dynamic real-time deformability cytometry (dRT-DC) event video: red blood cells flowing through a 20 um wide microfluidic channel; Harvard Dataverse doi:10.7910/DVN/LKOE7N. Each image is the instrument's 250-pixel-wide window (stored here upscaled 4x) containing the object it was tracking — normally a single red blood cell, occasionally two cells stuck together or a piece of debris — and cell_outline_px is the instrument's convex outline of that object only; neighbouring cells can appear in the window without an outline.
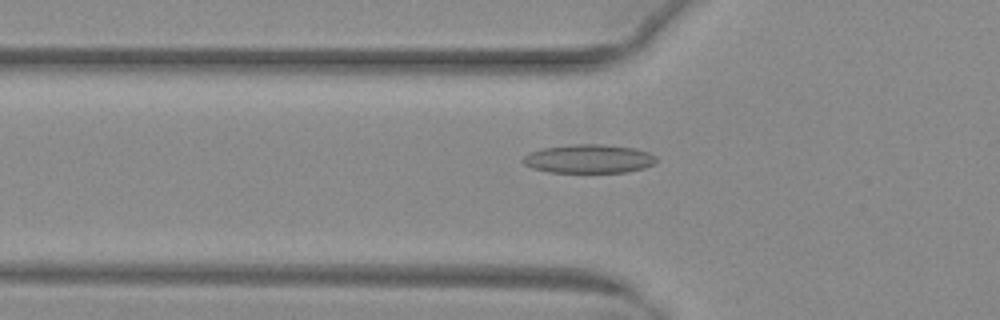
{"species": "common noctule bat (a hibernating species)", "species_latin": "Nyctalus noctula", "temperature_condition": "warm", "stored_images_in_passage": 34, "camera_frame_rate_fps": 3000, "um_per_image_px": 0.085, "animal": {"sex": "female", "body_mass_g": 29.2, "forearm_length_mm": 56.3}, "frame": {"image": 1, "passage_image": 6, "time_ms": 1.667, "image_size_px": [1000, 320], "cell_outline_px": [[656, 160], [652, 164], [644, 168], [624, 172], [548, 172], [532, 168], [524, 164], [520, 160], [528, 152], [540, 148], [572, 144], [604, 144], [636, 148], [648, 152], [656, 156]], "centroid_in_image_um": [50.0, 13.48], "position_along_channel_um": 75.8, "area_um2": 22.48}}
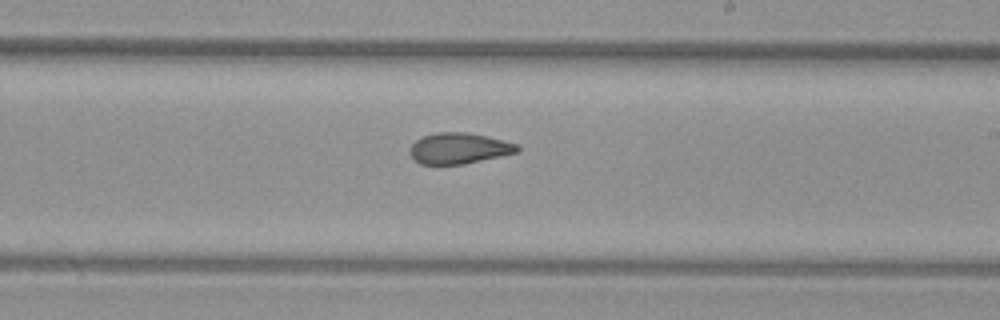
{"frame": {"image": 2, "passage_image": 19, "time_ms": 6.0, "image_size_px": [1000, 320], "cell_outline_px": [[520, 148], [516, 152], [500, 156], [464, 164], [420, 164], [412, 160], [408, 152], [408, 148], [416, 140], [424, 136], [436, 132], [468, 132], [488, 136], [504, 140], [516, 144]], "centroid_in_image_um": [38.95, 12.6], "position_along_channel_um": 250.0, "area_um2": 19.48}}
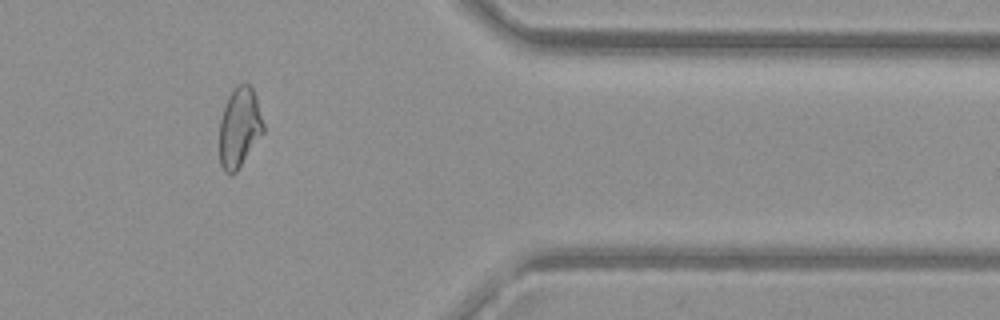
{"frame": {"image": 3, "passage_image": 31, "time_ms": 10.0, "image_size_px": [1000, 320], "cell_outline_px": [[264, 132], [236, 172], [224, 172], [220, 164], [220, 120], [228, 96], [232, 88], [236, 84], [248, 84], [252, 88], [256, 96], [264, 124]], "centroid_in_image_um": [20.36, 10.81], "position_along_channel_um": 391.0, "area_um2": 20.35}, "authors_computed_cell_mechanics": {"area_um2": 20.0566, "velocity_mm_per_s": 4.0102, "shape_relaxation_time_tau1_ms": null, "shape_relaxation_time_tau2_ms": 2.4383, "deformation_change_tau1": null, "deformation_change_tau2": 0.0844}}